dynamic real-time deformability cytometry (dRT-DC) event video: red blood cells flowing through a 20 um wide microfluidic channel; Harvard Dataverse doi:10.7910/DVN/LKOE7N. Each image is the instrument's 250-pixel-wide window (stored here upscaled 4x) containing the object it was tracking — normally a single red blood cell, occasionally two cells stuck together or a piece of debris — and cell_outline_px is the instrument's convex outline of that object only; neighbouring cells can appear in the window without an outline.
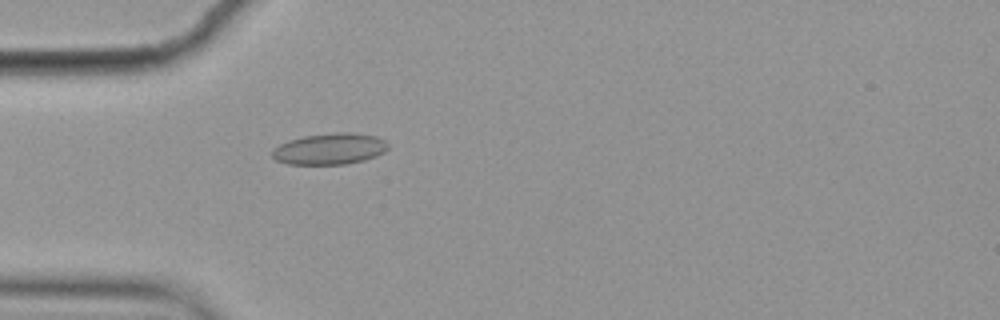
{"species": "common noctule bat (a hibernating species)", "species_latin": "Nyctalus noctula", "temperature_condition": "cold", "stored_images_in_passage": 1, "camera_frame_rate_fps": 3000, "um_per_image_px": 0.085, "animal": {"sex": "female", "body_mass_g": 19.9}, "frame": {"image": 1, "passage_image": 1, "time_ms": 0.0, "image_size_px": [1000, 320], "cell_outline_px": [[388, 148], [384, 152], [376, 156], [364, 160], [344, 164], [288, 164], [276, 160], [272, 156], [272, 148], [288, 140], [304, 136], [336, 132], [352, 132], [376, 136], [384, 140], [388, 144]], "centroid_in_image_um": [28.02, 12.65], "position_along_channel_um": 57.0, "area_um2": 21.15}}